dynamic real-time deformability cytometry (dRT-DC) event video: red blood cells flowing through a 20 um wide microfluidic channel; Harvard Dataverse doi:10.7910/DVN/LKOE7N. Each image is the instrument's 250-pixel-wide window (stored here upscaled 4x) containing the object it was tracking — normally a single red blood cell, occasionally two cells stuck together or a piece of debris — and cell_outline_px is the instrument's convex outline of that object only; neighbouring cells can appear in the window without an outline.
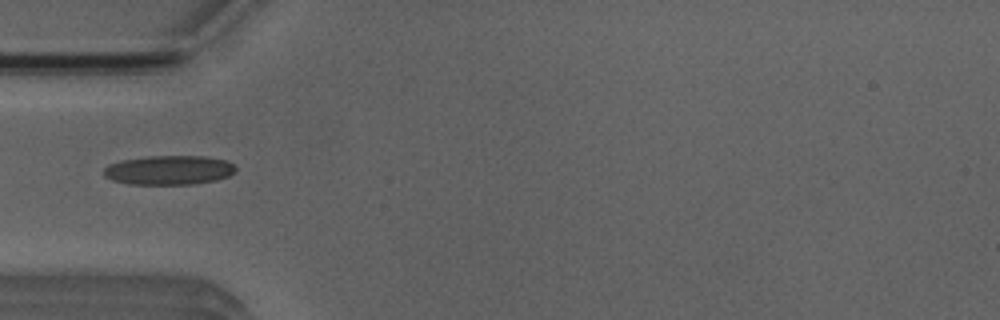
{"species": "Egyptian fruit bat (a non-hibernating species)", "species_latin": "Rousettus aegyptiacus", "temperature_condition": "room temperature", "stored_images_in_passage": 5, "camera_frame_rate_fps": 3000, "um_per_image_px": 0.085, "animal": {"sex": "male"}, "frame": {"image": 1, "passage_image": 5, "time_ms": 4.667, "image_size_px": [1000, 320], "cell_outline_px": [[236, 168], [228, 176], [216, 180], [196, 184], [132, 184], [112, 180], [104, 176], [104, 168], [108, 164], [120, 160], [148, 156], [204, 156], [228, 160]], "centroid_in_image_um": [14.35, 14.45], "position_along_channel_um": 70.7, "area_um2": 22.54}}